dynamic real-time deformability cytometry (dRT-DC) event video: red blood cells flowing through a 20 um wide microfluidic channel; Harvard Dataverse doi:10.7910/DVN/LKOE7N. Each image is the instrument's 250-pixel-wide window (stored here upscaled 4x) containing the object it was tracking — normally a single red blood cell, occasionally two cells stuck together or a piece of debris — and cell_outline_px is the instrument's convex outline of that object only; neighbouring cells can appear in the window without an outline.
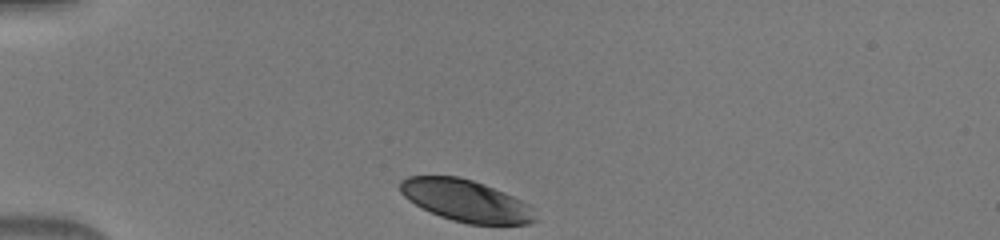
{"species": "human", "species_latin": "Homo sapiens", "temperature_condition": "warm", "stored_images_in_passage": 32, "camera_frame_rate_fps": 3000, "um_per_image_px": 0.085, "donor": {"sex": "male"}, "frame": {"image": 1, "passage_image": 1, "time_ms": 0.0, "image_size_px": [1000, 240], "cell_outline_px": [[536, 220], [528, 224], [468, 224], [452, 220], [440, 216], [408, 200], [400, 192], [400, 180], [408, 176], [456, 176], [472, 180], [484, 184], [504, 192], [528, 204]], "centroid_in_image_um": [39.56, 17.05], "position_along_channel_um": 45.4, "area_um2": 32.48}}
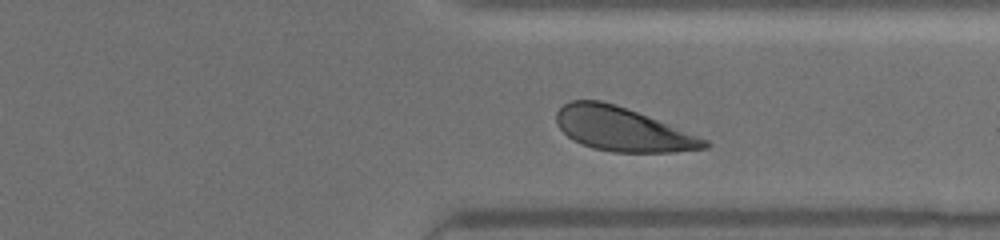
{"frame": {"image": 2, "passage_image": 27, "time_ms": 8.667, "image_size_px": [1000, 240], "cell_outline_px": [[712, 144], [708, 148], [672, 152], [612, 152], [592, 148], [580, 144], [572, 140], [556, 124], [556, 112], [564, 104], [572, 100], [600, 100], [616, 104], [708, 140]], "centroid_in_image_um": [52.87, 10.99], "position_along_channel_um": 358.5, "area_um2": 37.57}}
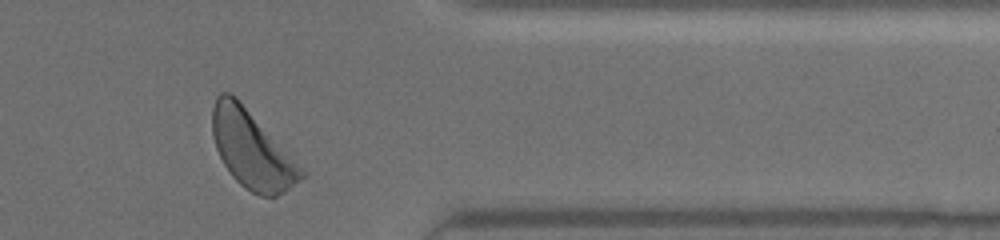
{"frame": {"image": 3, "passage_image": 30, "time_ms": 9.667, "image_size_px": [1000, 240], "cell_outline_px": [[304, 176], [300, 180], [284, 192], [276, 196], [260, 196], [244, 188], [232, 176], [224, 164], [216, 148], [212, 136], [212, 108], [216, 96], [220, 92], [228, 92], [236, 96], [304, 172]], "centroid_in_image_um": [21.33, 12.71], "position_along_channel_um": 390.1, "area_um2": 39.19}}